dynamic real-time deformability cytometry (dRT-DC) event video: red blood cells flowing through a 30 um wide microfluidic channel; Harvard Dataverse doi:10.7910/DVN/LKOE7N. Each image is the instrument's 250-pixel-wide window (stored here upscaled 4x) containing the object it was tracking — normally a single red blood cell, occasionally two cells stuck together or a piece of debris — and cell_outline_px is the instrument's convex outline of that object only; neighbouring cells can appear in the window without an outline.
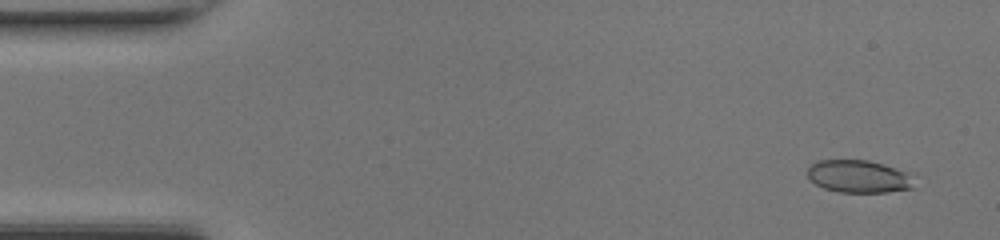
{"species": "common noctule bat (a hibernating species)", "species_latin": "Nyctalus noctula", "temperature_condition": "room temperature", "stored_images_in_passage": 48, "camera_frame_rate_fps": 3000, "um_per_image_px": 0.085, "animal": {"sex": "female", "body_mass_g": 17.0, "forearm_length_mm": 48.0}, "frame": {"image": 1, "passage_image": 3, "time_ms": 0.667, "image_size_px": [1000, 240], "cell_outline_px": [[916, 188], [888, 192], [840, 192], [824, 188], [816, 184], [808, 176], [808, 168], [816, 160], [868, 160], [896, 168], [904, 172], [908, 176]], "centroid_in_image_um": [72.96, 15.0], "position_along_channel_um": 12.0, "area_um2": 20.0}}
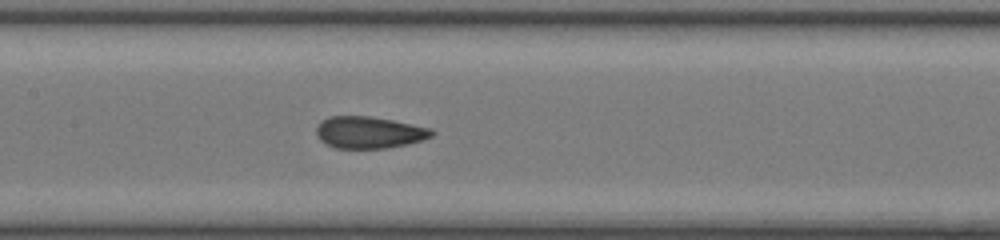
{"frame": {"image": 2, "passage_image": 23, "time_ms": 7.333, "image_size_px": [1000, 240], "cell_outline_px": [[436, 132], [432, 136], [424, 140], [408, 144], [388, 148], [336, 148], [320, 140], [316, 136], [316, 128], [324, 120], [332, 116], [368, 116], [392, 120], [432, 128]], "centroid_in_image_um": [31.43, 11.26], "position_along_channel_um": 176.0, "area_um2": 21.39}}
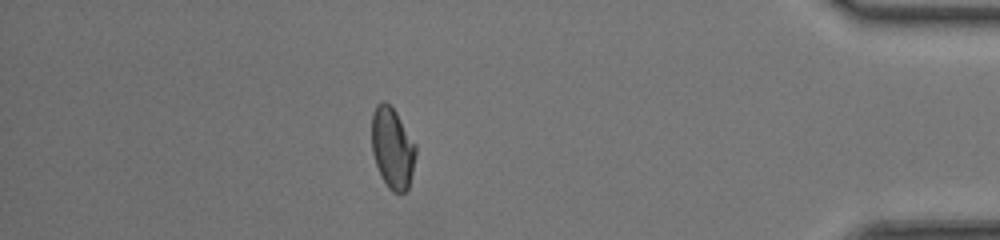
{"frame": {"image": 3, "passage_image": 42, "time_ms": 13.667, "image_size_px": [1000, 240], "cell_outline_px": [[416, 156], [408, 188], [404, 192], [392, 192], [388, 188], [380, 176], [372, 152], [372, 112], [376, 104], [384, 100], [396, 112], [416, 144]], "centroid_in_image_um": [33.35, 12.58], "position_along_channel_um": 401.9, "area_um2": 20.87}, "authors_computed_cell_mechanics": {"area_um2": 21.2993, "velocity_mm_per_s": 4.3154, "shape_relaxation_time_tau1_ms": 8.0644, "shape_relaxation_time_tau2_ms": 1.1995, "deformation_change_tau1": 0.2051, "deformation_change_tau2": 0.0624}}